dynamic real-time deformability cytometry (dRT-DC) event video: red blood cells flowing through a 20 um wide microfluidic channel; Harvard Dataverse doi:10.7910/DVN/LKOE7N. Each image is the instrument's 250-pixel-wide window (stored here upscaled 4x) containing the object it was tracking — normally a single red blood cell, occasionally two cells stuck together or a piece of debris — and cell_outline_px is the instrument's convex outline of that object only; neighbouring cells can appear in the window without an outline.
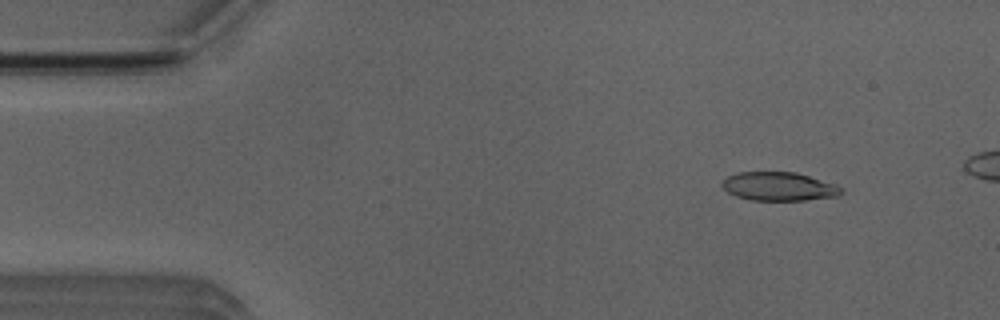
{"species": "Egyptian fruit bat (a non-hibernating species)", "species_latin": "Rousettus aegyptiacus", "temperature_condition": "room temperature", "stored_images_in_passage": 47, "camera_frame_rate_fps": 3000, "um_per_image_px": 0.085, "animal": {"sex": "male"}, "frame": {"image": 1, "passage_image": 6, "time_ms": 1.667, "image_size_px": [1000, 320], "cell_outline_px": [[844, 192], [840, 196], [804, 200], [752, 200], [736, 196], [728, 192], [720, 184], [728, 176], [740, 172], [796, 172], [836, 184], [844, 188]], "centroid_in_image_um": [66.26, 15.85], "position_along_channel_um": 18.7, "area_um2": 19.94}}
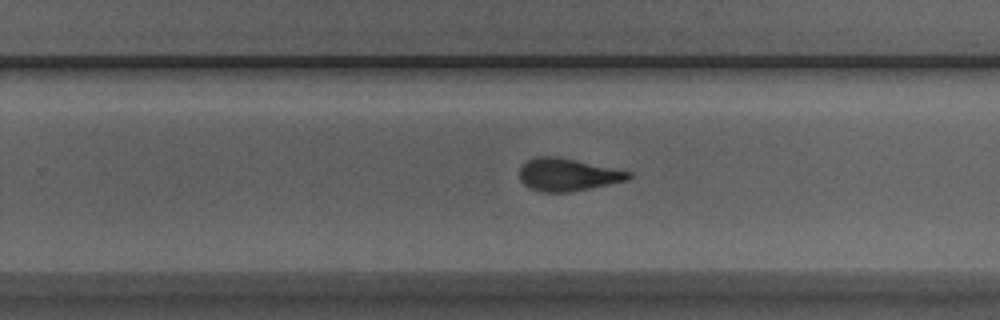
{"frame": {"image": 2, "passage_image": 32, "time_ms": 10.333, "image_size_px": [1000, 320], "cell_outline_px": [[632, 176], [628, 180], [572, 192], [540, 192], [528, 188], [520, 180], [520, 168], [528, 160], [536, 156], [556, 156], [576, 160], [632, 172]], "centroid_in_image_um": [48.24, 14.85], "position_along_channel_um": 281.6, "area_um2": 20.75}}
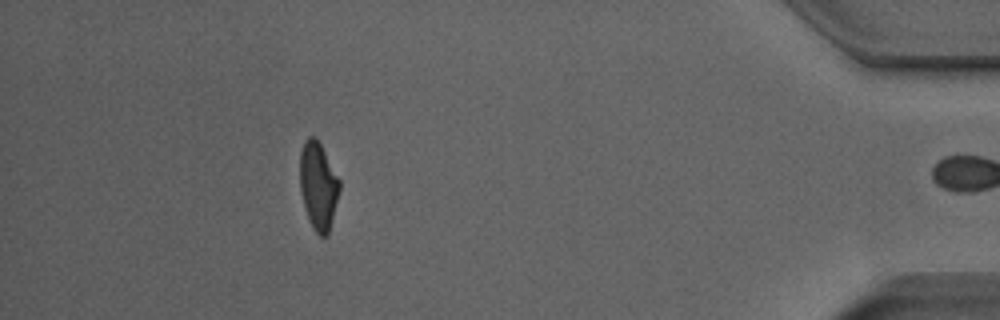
{"frame": {"image": 3, "passage_image": 46, "time_ms": 15.0, "image_size_px": [1000, 320], "cell_outline_px": [[340, 188], [328, 236], [320, 236], [312, 228], [304, 208], [300, 192], [300, 152], [304, 140], [308, 136], [316, 136], [340, 180]], "centroid_in_image_um": [27.03, 15.79], "position_along_channel_um": 408.2, "area_um2": 20.35}, "authors_computed_cell_mechanics": {"area_um2": 20.8658, "velocity_mm_per_s": 4.0033, "shape_relaxation_time_tau1_ms": 5.8793, "shape_relaxation_time_tau2_ms": 2.0531, "deformation_change_tau1": 0.2187, "deformation_change_tau2": 0.1001}}